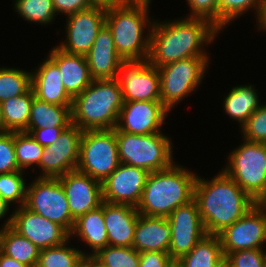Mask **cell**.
<instances>
[{"label":"cell","mask_w":266,"mask_h":267,"mask_svg":"<svg viewBox=\"0 0 266 267\" xmlns=\"http://www.w3.org/2000/svg\"><path fill=\"white\" fill-rule=\"evenodd\" d=\"M175 20L153 22L147 59L151 66L158 68L190 57L208 56L202 46L213 42L219 30L201 18Z\"/></svg>","instance_id":"1"},{"label":"cell","mask_w":266,"mask_h":267,"mask_svg":"<svg viewBox=\"0 0 266 267\" xmlns=\"http://www.w3.org/2000/svg\"><path fill=\"white\" fill-rule=\"evenodd\" d=\"M194 199L209 235H218L255 205V201L223 170L209 181L197 176Z\"/></svg>","instance_id":"2"},{"label":"cell","mask_w":266,"mask_h":267,"mask_svg":"<svg viewBox=\"0 0 266 267\" xmlns=\"http://www.w3.org/2000/svg\"><path fill=\"white\" fill-rule=\"evenodd\" d=\"M197 175L178 164L149 173L137 210L145 216L168 217L194 199Z\"/></svg>","instance_id":"3"},{"label":"cell","mask_w":266,"mask_h":267,"mask_svg":"<svg viewBox=\"0 0 266 267\" xmlns=\"http://www.w3.org/2000/svg\"><path fill=\"white\" fill-rule=\"evenodd\" d=\"M149 6V2L130 1L106 9L105 24L111 30L117 54L125 62H144L148 59L153 25L148 17ZM146 25L150 29L144 37Z\"/></svg>","instance_id":"4"},{"label":"cell","mask_w":266,"mask_h":267,"mask_svg":"<svg viewBox=\"0 0 266 267\" xmlns=\"http://www.w3.org/2000/svg\"><path fill=\"white\" fill-rule=\"evenodd\" d=\"M123 103L117 78L93 80L82 93L73 98L72 124L82 131L113 129Z\"/></svg>","instance_id":"5"},{"label":"cell","mask_w":266,"mask_h":267,"mask_svg":"<svg viewBox=\"0 0 266 267\" xmlns=\"http://www.w3.org/2000/svg\"><path fill=\"white\" fill-rule=\"evenodd\" d=\"M120 163L155 172L173 162L171 139L162 132L139 135L116 130Z\"/></svg>","instance_id":"6"},{"label":"cell","mask_w":266,"mask_h":267,"mask_svg":"<svg viewBox=\"0 0 266 267\" xmlns=\"http://www.w3.org/2000/svg\"><path fill=\"white\" fill-rule=\"evenodd\" d=\"M120 164L114 128L83 131L78 171L102 183Z\"/></svg>","instance_id":"7"},{"label":"cell","mask_w":266,"mask_h":267,"mask_svg":"<svg viewBox=\"0 0 266 267\" xmlns=\"http://www.w3.org/2000/svg\"><path fill=\"white\" fill-rule=\"evenodd\" d=\"M228 158L223 171L255 201L266 188V144L244 140Z\"/></svg>","instance_id":"8"},{"label":"cell","mask_w":266,"mask_h":267,"mask_svg":"<svg viewBox=\"0 0 266 267\" xmlns=\"http://www.w3.org/2000/svg\"><path fill=\"white\" fill-rule=\"evenodd\" d=\"M209 58L190 57L158 67L161 102L169 111L199 87Z\"/></svg>","instance_id":"9"},{"label":"cell","mask_w":266,"mask_h":267,"mask_svg":"<svg viewBox=\"0 0 266 267\" xmlns=\"http://www.w3.org/2000/svg\"><path fill=\"white\" fill-rule=\"evenodd\" d=\"M25 206L71 233L75 220L71 217L68 200L58 178L36 177L27 186Z\"/></svg>","instance_id":"10"},{"label":"cell","mask_w":266,"mask_h":267,"mask_svg":"<svg viewBox=\"0 0 266 267\" xmlns=\"http://www.w3.org/2000/svg\"><path fill=\"white\" fill-rule=\"evenodd\" d=\"M170 246L168 254L176 262L188 254L206 235L195 199L179 206L168 217Z\"/></svg>","instance_id":"11"},{"label":"cell","mask_w":266,"mask_h":267,"mask_svg":"<svg viewBox=\"0 0 266 267\" xmlns=\"http://www.w3.org/2000/svg\"><path fill=\"white\" fill-rule=\"evenodd\" d=\"M83 131L74 124L42 151L39 166L43 173L38 177L58 178L77 169Z\"/></svg>","instance_id":"12"},{"label":"cell","mask_w":266,"mask_h":267,"mask_svg":"<svg viewBox=\"0 0 266 267\" xmlns=\"http://www.w3.org/2000/svg\"><path fill=\"white\" fill-rule=\"evenodd\" d=\"M6 226H11L39 249L63 244L70 238V234L62 226L29 210L25 205L13 211L3 225Z\"/></svg>","instance_id":"13"},{"label":"cell","mask_w":266,"mask_h":267,"mask_svg":"<svg viewBox=\"0 0 266 267\" xmlns=\"http://www.w3.org/2000/svg\"><path fill=\"white\" fill-rule=\"evenodd\" d=\"M218 236L224 256L240 250L262 248L266 243V212L254 205Z\"/></svg>","instance_id":"14"},{"label":"cell","mask_w":266,"mask_h":267,"mask_svg":"<svg viewBox=\"0 0 266 267\" xmlns=\"http://www.w3.org/2000/svg\"><path fill=\"white\" fill-rule=\"evenodd\" d=\"M106 9L91 7L67 16L66 40L57 47L70 54L86 55L105 24Z\"/></svg>","instance_id":"15"},{"label":"cell","mask_w":266,"mask_h":267,"mask_svg":"<svg viewBox=\"0 0 266 267\" xmlns=\"http://www.w3.org/2000/svg\"><path fill=\"white\" fill-rule=\"evenodd\" d=\"M123 101H161L158 68L144 62H125L117 77Z\"/></svg>","instance_id":"16"},{"label":"cell","mask_w":266,"mask_h":267,"mask_svg":"<svg viewBox=\"0 0 266 267\" xmlns=\"http://www.w3.org/2000/svg\"><path fill=\"white\" fill-rule=\"evenodd\" d=\"M150 172L121 163L101 184L103 201L137 207Z\"/></svg>","instance_id":"17"},{"label":"cell","mask_w":266,"mask_h":267,"mask_svg":"<svg viewBox=\"0 0 266 267\" xmlns=\"http://www.w3.org/2000/svg\"><path fill=\"white\" fill-rule=\"evenodd\" d=\"M168 113L161 101H124L114 129L139 135L162 132Z\"/></svg>","instance_id":"18"},{"label":"cell","mask_w":266,"mask_h":267,"mask_svg":"<svg viewBox=\"0 0 266 267\" xmlns=\"http://www.w3.org/2000/svg\"><path fill=\"white\" fill-rule=\"evenodd\" d=\"M58 180L65 191L74 220L102 204V184L89 175L76 169L58 177Z\"/></svg>","instance_id":"19"},{"label":"cell","mask_w":266,"mask_h":267,"mask_svg":"<svg viewBox=\"0 0 266 267\" xmlns=\"http://www.w3.org/2000/svg\"><path fill=\"white\" fill-rule=\"evenodd\" d=\"M93 80L116 79L125 61L117 54L111 30H99L91 50L85 55Z\"/></svg>","instance_id":"20"},{"label":"cell","mask_w":266,"mask_h":267,"mask_svg":"<svg viewBox=\"0 0 266 267\" xmlns=\"http://www.w3.org/2000/svg\"><path fill=\"white\" fill-rule=\"evenodd\" d=\"M138 216L137 207L104 201V223L108 236V245L132 247Z\"/></svg>","instance_id":"21"},{"label":"cell","mask_w":266,"mask_h":267,"mask_svg":"<svg viewBox=\"0 0 266 267\" xmlns=\"http://www.w3.org/2000/svg\"><path fill=\"white\" fill-rule=\"evenodd\" d=\"M48 57L59 67L64 89L72 98L93 81L84 55L66 53L56 46Z\"/></svg>","instance_id":"22"},{"label":"cell","mask_w":266,"mask_h":267,"mask_svg":"<svg viewBox=\"0 0 266 267\" xmlns=\"http://www.w3.org/2000/svg\"><path fill=\"white\" fill-rule=\"evenodd\" d=\"M35 97L52 104L72 105L73 98L64 89L59 67L47 57L35 72L31 71Z\"/></svg>","instance_id":"23"},{"label":"cell","mask_w":266,"mask_h":267,"mask_svg":"<svg viewBox=\"0 0 266 267\" xmlns=\"http://www.w3.org/2000/svg\"><path fill=\"white\" fill-rule=\"evenodd\" d=\"M169 246L170 228L167 217L139 214L132 247L141 253L148 251L168 252Z\"/></svg>","instance_id":"24"},{"label":"cell","mask_w":266,"mask_h":267,"mask_svg":"<svg viewBox=\"0 0 266 267\" xmlns=\"http://www.w3.org/2000/svg\"><path fill=\"white\" fill-rule=\"evenodd\" d=\"M79 236L82 241H85L89 248H92V253L89 257L96 255L101 249L108 245V236L104 223V201L102 204L88 211L86 214L79 216L70 233V238Z\"/></svg>","instance_id":"25"},{"label":"cell","mask_w":266,"mask_h":267,"mask_svg":"<svg viewBox=\"0 0 266 267\" xmlns=\"http://www.w3.org/2000/svg\"><path fill=\"white\" fill-rule=\"evenodd\" d=\"M72 105H57L34 96L26 130L68 127L72 124Z\"/></svg>","instance_id":"26"},{"label":"cell","mask_w":266,"mask_h":267,"mask_svg":"<svg viewBox=\"0 0 266 267\" xmlns=\"http://www.w3.org/2000/svg\"><path fill=\"white\" fill-rule=\"evenodd\" d=\"M40 250L11 226L0 229V251L28 267H36Z\"/></svg>","instance_id":"27"},{"label":"cell","mask_w":266,"mask_h":267,"mask_svg":"<svg viewBox=\"0 0 266 267\" xmlns=\"http://www.w3.org/2000/svg\"><path fill=\"white\" fill-rule=\"evenodd\" d=\"M256 91L252 85L235 86L224 98L226 114L241 126L261 106Z\"/></svg>","instance_id":"28"},{"label":"cell","mask_w":266,"mask_h":267,"mask_svg":"<svg viewBox=\"0 0 266 267\" xmlns=\"http://www.w3.org/2000/svg\"><path fill=\"white\" fill-rule=\"evenodd\" d=\"M34 96L31 88L25 94L14 96L0 103L4 132H22L27 129Z\"/></svg>","instance_id":"29"},{"label":"cell","mask_w":266,"mask_h":267,"mask_svg":"<svg viewBox=\"0 0 266 267\" xmlns=\"http://www.w3.org/2000/svg\"><path fill=\"white\" fill-rule=\"evenodd\" d=\"M224 257L218 235L206 234L195 247L175 262L176 267H216Z\"/></svg>","instance_id":"30"},{"label":"cell","mask_w":266,"mask_h":267,"mask_svg":"<svg viewBox=\"0 0 266 267\" xmlns=\"http://www.w3.org/2000/svg\"><path fill=\"white\" fill-rule=\"evenodd\" d=\"M68 239L63 244L41 249L36 267H77L88 253L68 246Z\"/></svg>","instance_id":"31"},{"label":"cell","mask_w":266,"mask_h":267,"mask_svg":"<svg viewBox=\"0 0 266 267\" xmlns=\"http://www.w3.org/2000/svg\"><path fill=\"white\" fill-rule=\"evenodd\" d=\"M31 89V72L0 67V103L27 93Z\"/></svg>","instance_id":"32"},{"label":"cell","mask_w":266,"mask_h":267,"mask_svg":"<svg viewBox=\"0 0 266 267\" xmlns=\"http://www.w3.org/2000/svg\"><path fill=\"white\" fill-rule=\"evenodd\" d=\"M14 148L18 168L22 171L24 168L39 166L42 156L43 146L40 145L30 134L14 132Z\"/></svg>","instance_id":"33"},{"label":"cell","mask_w":266,"mask_h":267,"mask_svg":"<svg viewBox=\"0 0 266 267\" xmlns=\"http://www.w3.org/2000/svg\"><path fill=\"white\" fill-rule=\"evenodd\" d=\"M14 6L23 19L41 25L51 23L57 15L53 0H15Z\"/></svg>","instance_id":"34"},{"label":"cell","mask_w":266,"mask_h":267,"mask_svg":"<svg viewBox=\"0 0 266 267\" xmlns=\"http://www.w3.org/2000/svg\"><path fill=\"white\" fill-rule=\"evenodd\" d=\"M94 257L106 267H139V252L133 247H115L107 245Z\"/></svg>","instance_id":"35"},{"label":"cell","mask_w":266,"mask_h":267,"mask_svg":"<svg viewBox=\"0 0 266 267\" xmlns=\"http://www.w3.org/2000/svg\"><path fill=\"white\" fill-rule=\"evenodd\" d=\"M23 171L0 174V197L9 205L13 202L19 208L26 203L27 186L23 179Z\"/></svg>","instance_id":"36"},{"label":"cell","mask_w":266,"mask_h":267,"mask_svg":"<svg viewBox=\"0 0 266 267\" xmlns=\"http://www.w3.org/2000/svg\"><path fill=\"white\" fill-rule=\"evenodd\" d=\"M264 0H218L219 2V31L240 17L250 8L256 11L257 19Z\"/></svg>","instance_id":"37"},{"label":"cell","mask_w":266,"mask_h":267,"mask_svg":"<svg viewBox=\"0 0 266 267\" xmlns=\"http://www.w3.org/2000/svg\"><path fill=\"white\" fill-rule=\"evenodd\" d=\"M240 127L244 140L266 144V104H261Z\"/></svg>","instance_id":"38"},{"label":"cell","mask_w":266,"mask_h":267,"mask_svg":"<svg viewBox=\"0 0 266 267\" xmlns=\"http://www.w3.org/2000/svg\"><path fill=\"white\" fill-rule=\"evenodd\" d=\"M22 171L18 168L14 148V132L0 134V174Z\"/></svg>","instance_id":"39"},{"label":"cell","mask_w":266,"mask_h":267,"mask_svg":"<svg viewBox=\"0 0 266 267\" xmlns=\"http://www.w3.org/2000/svg\"><path fill=\"white\" fill-rule=\"evenodd\" d=\"M190 7L189 18L208 20L219 30V2L218 0H187Z\"/></svg>","instance_id":"40"},{"label":"cell","mask_w":266,"mask_h":267,"mask_svg":"<svg viewBox=\"0 0 266 267\" xmlns=\"http://www.w3.org/2000/svg\"><path fill=\"white\" fill-rule=\"evenodd\" d=\"M263 248L245 249L226 254L232 267H264Z\"/></svg>","instance_id":"41"},{"label":"cell","mask_w":266,"mask_h":267,"mask_svg":"<svg viewBox=\"0 0 266 267\" xmlns=\"http://www.w3.org/2000/svg\"><path fill=\"white\" fill-rule=\"evenodd\" d=\"M139 267H174L175 261L168 252L148 251L139 253Z\"/></svg>","instance_id":"42"},{"label":"cell","mask_w":266,"mask_h":267,"mask_svg":"<svg viewBox=\"0 0 266 267\" xmlns=\"http://www.w3.org/2000/svg\"><path fill=\"white\" fill-rule=\"evenodd\" d=\"M56 14L70 16L78 11L93 7L89 0H53Z\"/></svg>","instance_id":"43"},{"label":"cell","mask_w":266,"mask_h":267,"mask_svg":"<svg viewBox=\"0 0 266 267\" xmlns=\"http://www.w3.org/2000/svg\"><path fill=\"white\" fill-rule=\"evenodd\" d=\"M67 127L40 128L35 130H25L43 147L53 143Z\"/></svg>","instance_id":"44"},{"label":"cell","mask_w":266,"mask_h":267,"mask_svg":"<svg viewBox=\"0 0 266 267\" xmlns=\"http://www.w3.org/2000/svg\"><path fill=\"white\" fill-rule=\"evenodd\" d=\"M89 1L93 6L102 7L105 9L124 5L130 2L129 0H89Z\"/></svg>","instance_id":"45"},{"label":"cell","mask_w":266,"mask_h":267,"mask_svg":"<svg viewBox=\"0 0 266 267\" xmlns=\"http://www.w3.org/2000/svg\"><path fill=\"white\" fill-rule=\"evenodd\" d=\"M0 267H28L25 264L11 258L0 251Z\"/></svg>","instance_id":"46"},{"label":"cell","mask_w":266,"mask_h":267,"mask_svg":"<svg viewBox=\"0 0 266 267\" xmlns=\"http://www.w3.org/2000/svg\"><path fill=\"white\" fill-rule=\"evenodd\" d=\"M258 21V29L260 28L261 30L266 31V0L263 1L261 12L259 14V17L257 19Z\"/></svg>","instance_id":"47"},{"label":"cell","mask_w":266,"mask_h":267,"mask_svg":"<svg viewBox=\"0 0 266 267\" xmlns=\"http://www.w3.org/2000/svg\"><path fill=\"white\" fill-rule=\"evenodd\" d=\"M255 205L266 212V188L265 190L259 195V197L255 200Z\"/></svg>","instance_id":"48"},{"label":"cell","mask_w":266,"mask_h":267,"mask_svg":"<svg viewBox=\"0 0 266 267\" xmlns=\"http://www.w3.org/2000/svg\"><path fill=\"white\" fill-rule=\"evenodd\" d=\"M9 210V204L0 197V219L5 217Z\"/></svg>","instance_id":"49"},{"label":"cell","mask_w":266,"mask_h":267,"mask_svg":"<svg viewBox=\"0 0 266 267\" xmlns=\"http://www.w3.org/2000/svg\"><path fill=\"white\" fill-rule=\"evenodd\" d=\"M86 259L92 264V267H106L102 265L94 256Z\"/></svg>","instance_id":"50"},{"label":"cell","mask_w":266,"mask_h":267,"mask_svg":"<svg viewBox=\"0 0 266 267\" xmlns=\"http://www.w3.org/2000/svg\"><path fill=\"white\" fill-rule=\"evenodd\" d=\"M216 267H232L231 263L227 260L226 257H223Z\"/></svg>","instance_id":"51"},{"label":"cell","mask_w":266,"mask_h":267,"mask_svg":"<svg viewBox=\"0 0 266 267\" xmlns=\"http://www.w3.org/2000/svg\"><path fill=\"white\" fill-rule=\"evenodd\" d=\"M77 267H92V264L87 259H85Z\"/></svg>","instance_id":"52"},{"label":"cell","mask_w":266,"mask_h":267,"mask_svg":"<svg viewBox=\"0 0 266 267\" xmlns=\"http://www.w3.org/2000/svg\"><path fill=\"white\" fill-rule=\"evenodd\" d=\"M4 133V125L1 117V105H0V134Z\"/></svg>","instance_id":"53"},{"label":"cell","mask_w":266,"mask_h":267,"mask_svg":"<svg viewBox=\"0 0 266 267\" xmlns=\"http://www.w3.org/2000/svg\"><path fill=\"white\" fill-rule=\"evenodd\" d=\"M129 1H133V2H149V3H151V0H129Z\"/></svg>","instance_id":"54"},{"label":"cell","mask_w":266,"mask_h":267,"mask_svg":"<svg viewBox=\"0 0 266 267\" xmlns=\"http://www.w3.org/2000/svg\"><path fill=\"white\" fill-rule=\"evenodd\" d=\"M264 267H266V252L264 254Z\"/></svg>","instance_id":"55"}]
</instances>
